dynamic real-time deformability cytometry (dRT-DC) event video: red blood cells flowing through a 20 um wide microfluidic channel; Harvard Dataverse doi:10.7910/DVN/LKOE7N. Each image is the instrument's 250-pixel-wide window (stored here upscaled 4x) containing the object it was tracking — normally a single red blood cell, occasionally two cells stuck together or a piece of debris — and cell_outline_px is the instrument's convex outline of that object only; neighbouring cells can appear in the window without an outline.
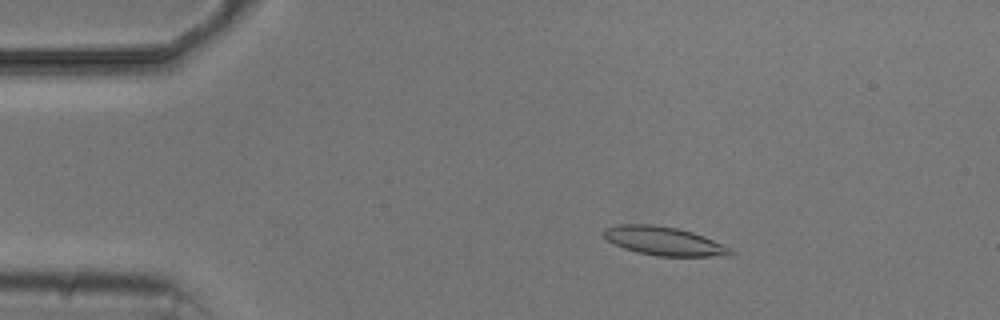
{"species": "common noctule bat (a hibernating species)", "species_latin": "Nyctalus noctula", "temperature_condition": "cold", "stored_images_in_passage": 5, "camera_frame_rate_fps": 3000, "um_per_image_px": 0.085, "animal": {"sex": "male", "body_mass_g": 20.5, "forearm_length_mm": 52.5}, "frame": {"image": 1, "passage_image": 2, "time_ms": 1.333, "image_size_px": [1000, 320], "cell_outline_px": [[736, 252], [732, 256], [656, 256], [636, 252], [624, 248], [608, 240], [604, 236], [604, 228], [616, 224], [648, 224], [676, 228], [692, 232], [704, 236], [732, 248]], "centroid_in_image_um": [56.48, 20.5], "position_along_channel_um": 28.5, "area_um2": 21.21}}
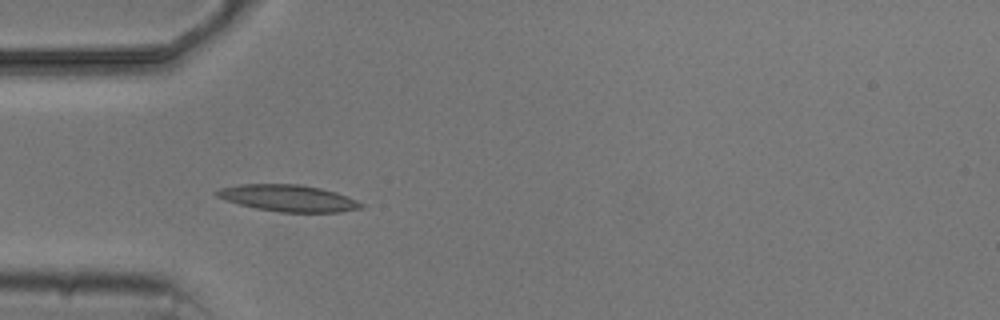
{"frame": {"image": 2, "passage_image": 4, "time_ms": 3.667, "image_size_px": [1000, 320], "cell_outline_px": [[364, 208], [340, 212], [280, 212], [256, 208], [240, 204], [216, 196], [212, 192], [220, 188], [240, 184], [300, 184], [320, 188], [336, 192], [356, 200], [364, 204]], "centroid_in_image_um": [24.51, 16.84], "position_along_channel_um": 60.5, "area_um2": 22.37}}
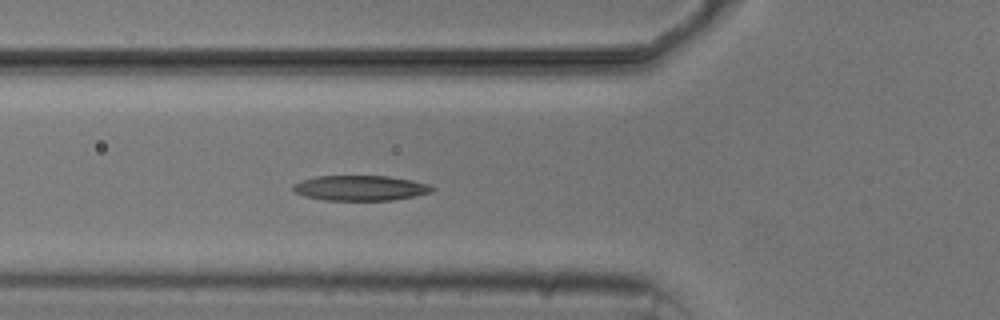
{"frame": {"image": 3, "passage_image": 5, "time_ms": 4.667, "image_size_px": [1000, 320], "cell_outline_px": [[436, 188], [432, 192], [416, 196], [392, 200], [324, 200], [304, 196], [296, 192], [292, 188], [292, 184], [300, 180], [316, 176], [388, 176], [412, 180], [428, 184]], "centroid_in_image_um": [30.63, 15.98], "position_along_channel_um": 95.2, "area_um2": 20.52}}